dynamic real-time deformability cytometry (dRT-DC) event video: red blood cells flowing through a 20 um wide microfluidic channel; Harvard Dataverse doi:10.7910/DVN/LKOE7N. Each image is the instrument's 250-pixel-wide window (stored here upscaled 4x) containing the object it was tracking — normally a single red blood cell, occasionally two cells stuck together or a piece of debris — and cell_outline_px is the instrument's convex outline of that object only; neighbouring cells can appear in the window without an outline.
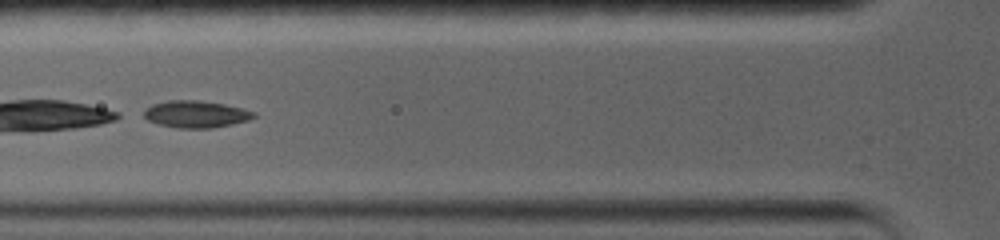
{"species": "common noctule bat (a hibernating species)", "species_latin": "Nyctalus noctula", "temperature_condition": "warm", "stored_images_in_passage": 12, "camera_frame_rate_fps": 5000, "um_per_image_px": 0.085, "animal": {"sex": "female", "body_mass_g": 19.0, "forearm_length_mm": 56.7}, "frame": {"image": 1, "passage_image": 3, "time_ms": 1.4, "image_size_px": [1000, 240], "cell_outline_px": [[256, 116], [248, 120], [232, 124], [212, 128], [176, 128], [160, 124], [148, 120], [144, 116], [144, 108], [152, 104], [168, 100], [200, 100], [224, 104], [256, 112]], "centroid_in_image_um": [16.63, 9.7], "position_along_channel_um": 109.2, "area_um2": 17.28}}